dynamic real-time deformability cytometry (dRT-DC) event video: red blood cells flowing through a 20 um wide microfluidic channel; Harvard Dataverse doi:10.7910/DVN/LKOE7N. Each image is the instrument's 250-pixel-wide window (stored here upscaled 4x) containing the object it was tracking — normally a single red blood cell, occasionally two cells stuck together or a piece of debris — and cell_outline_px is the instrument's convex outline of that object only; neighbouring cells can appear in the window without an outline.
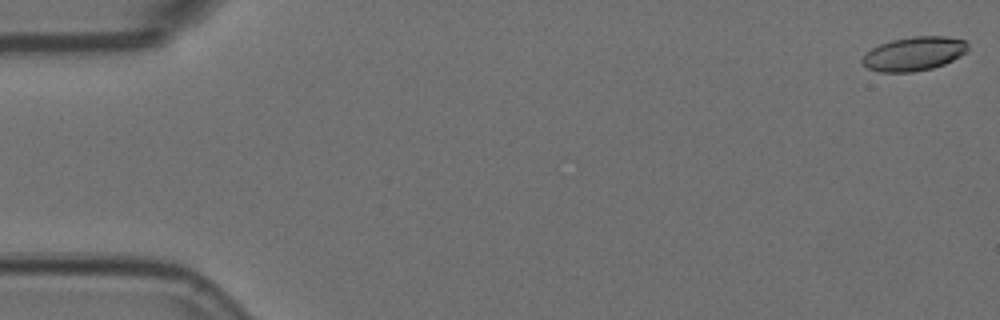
{"species": "Egyptian fruit bat (a non-hibernating species)", "species_latin": "Rousettus aegyptiacus", "temperature_condition": "room temperature", "stored_images_in_passage": 8, "camera_frame_rate_fps": 3000, "um_per_image_px": 0.085, "animal": {"sex": "female"}, "frame": {"image": 1, "passage_image": 1, "time_ms": 0.0, "image_size_px": [1000, 320], "cell_outline_px": [[968, 52], [944, 64], [932, 68], [912, 72], [880, 72], [868, 68], [860, 60], [872, 48], [880, 44], [892, 40], [912, 36], [944, 36], [964, 40], [968, 44]], "centroid_in_image_um": [77.71, 4.56], "position_along_channel_um": 7.3, "area_um2": 20.81}}
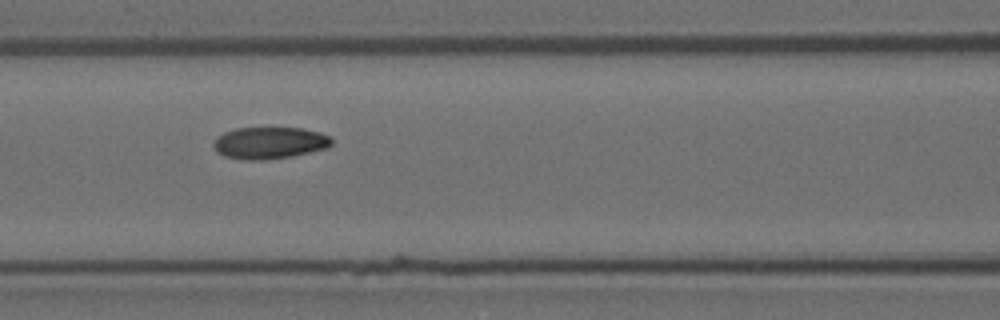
{"frame": {"image": 2, "passage_image": 7, "time_ms": 2.0, "image_size_px": [1000, 320], "cell_outline_px": [[332, 144], [324, 148], [292, 156], [264, 160], [244, 160], [224, 156], [216, 152], [212, 144], [216, 136], [224, 132], [236, 128], [304, 128], [320, 132], [332, 136]], "centroid_in_image_um": [22.88, 12.14], "position_along_channel_um": 143.7, "area_um2": 22.08}}